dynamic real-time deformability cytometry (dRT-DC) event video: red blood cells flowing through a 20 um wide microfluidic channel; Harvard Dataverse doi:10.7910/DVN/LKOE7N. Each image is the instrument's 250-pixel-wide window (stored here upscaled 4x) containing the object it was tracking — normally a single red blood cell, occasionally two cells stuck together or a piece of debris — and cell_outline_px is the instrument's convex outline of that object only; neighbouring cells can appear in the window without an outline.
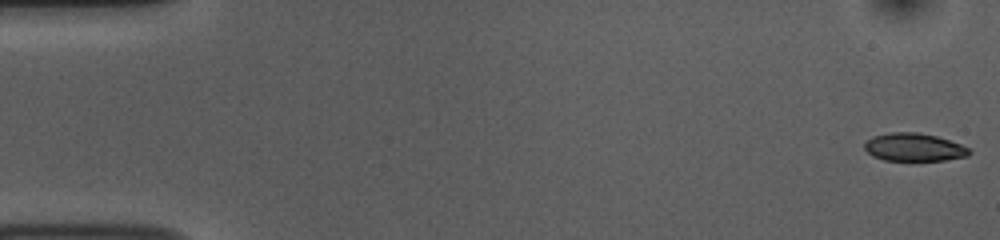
{"species": "common noctule bat (a hibernating species)", "species_latin": "Nyctalus noctula", "temperature_condition": "room temperature", "stored_images_in_passage": 53, "camera_frame_rate_fps": 3000, "um_per_image_px": 0.085, "animal": {"sex": "female", "body_mass_g": 10.0, "forearm_length_mm": 53.1}, "frame": {"image": 1, "passage_image": 1, "time_ms": 0.0, "image_size_px": [1000, 240], "cell_outline_px": [[972, 152], [968, 156], [944, 160], [884, 160], [872, 156], [864, 148], [864, 144], [872, 136], [892, 132], [920, 132], [936, 136], [960, 144], [968, 148]], "centroid_in_image_um": [77.68, 12.51], "position_along_channel_um": 7.3, "area_um2": 16.99}}
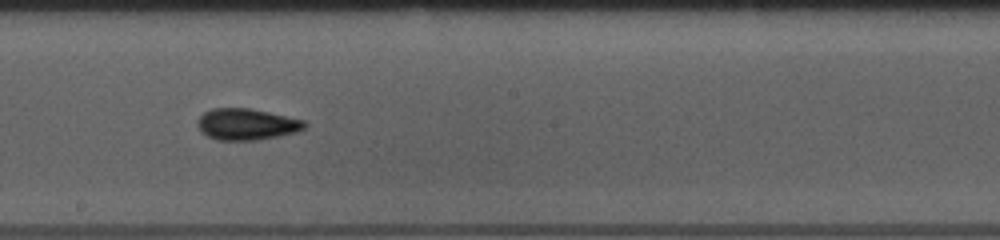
{"frame": {"image": 2, "passage_image": 29, "time_ms": 9.333, "image_size_px": [1000, 240], "cell_outline_px": [[308, 124], [304, 128], [296, 132], [256, 140], [216, 140], [208, 136], [196, 124], [200, 116], [204, 112], [212, 108], [248, 108], [268, 112], [304, 120]], "centroid_in_image_um": [20.96, 10.55], "position_along_channel_um": 227.2, "area_um2": 19.36}}
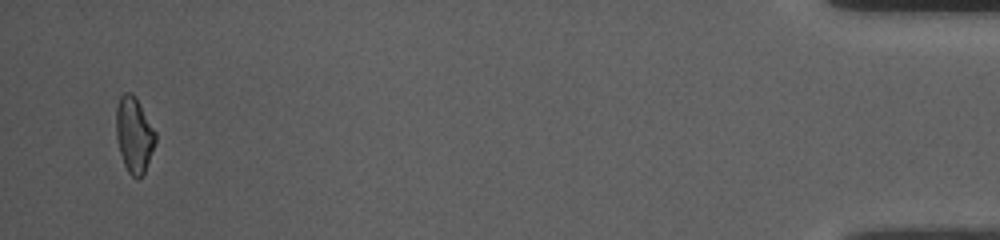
{"frame": {"image": 3, "passage_image": 51, "time_ms": 16.667, "image_size_px": [1000, 240], "cell_outline_px": [[156, 144], [144, 172], [136, 180], [128, 172], [124, 164], [120, 152], [116, 136], [116, 108], [120, 96], [124, 92], [132, 92], [136, 96], [156, 132]], "centroid_in_image_um": [11.4, 11.43], "position_along_channel_um": 423.8, "area_um2": 17.46}, "authors_computed_cell_mechanics": {"area_um2": 18.207, "velocity_mm_per_s": 3.8095, "shape_relaxation_time_tau1_ms": 6.1465, "shape_relaxation_time_tau2_ms": 2.1458, "deformation_change_tau1": 0.1387, "deformation_change_tau2": 0.0757}}